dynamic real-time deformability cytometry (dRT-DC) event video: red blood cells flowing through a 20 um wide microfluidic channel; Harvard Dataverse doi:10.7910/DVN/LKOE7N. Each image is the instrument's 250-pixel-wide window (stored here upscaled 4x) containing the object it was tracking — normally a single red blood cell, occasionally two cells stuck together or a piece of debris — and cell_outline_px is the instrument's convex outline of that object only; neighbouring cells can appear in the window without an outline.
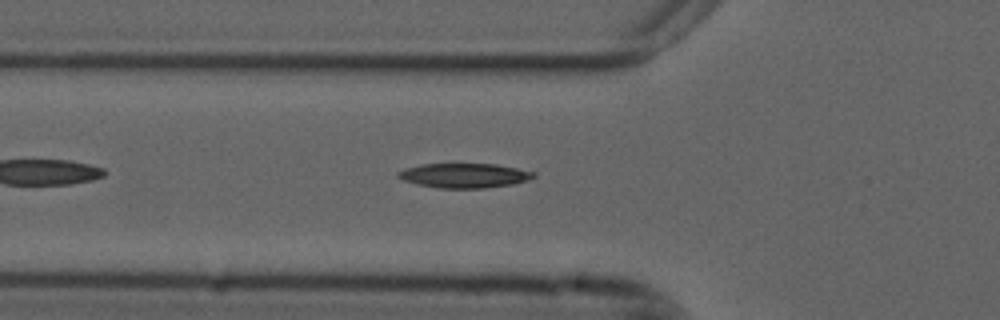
{"species": "common noctule bat (a hibernating species)", "species_latin": "Nyctalus noctula", "temperature_condition": "cold", "stored_images_in_passage": 34, "camera_frame_rate_fps": 3000, "um_per_image_px": 0.085, "animal": {"sex": "male", "forearm_length_mm": 52.5}, "frame": {"image": 1, "passage_image": 5, "time_ms": 1.333, "image_size_px": [1000, 320], "cell_outline_px": [[536, 176], [528, 180], [512, 184], [484, 188], [440, 188], [416, 184], [404, 180], [396, 176], [396, 172], [420, 164], [452, 160], [496, 164], [536, 172]], "centroid_in_image_um": [39.43, 14.86], "position_along_channel_um": 86.4, "area_um2": 20.4}}
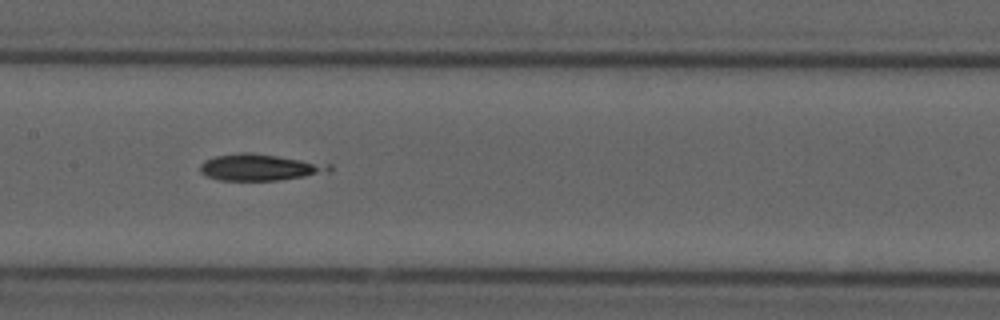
{"frame": {"image": 2, "passage_image": 13, "time_ms": 4.0, "image_size_px": [1000, 320], "cell_outline_px": [[332, 168], [328, 172], [280, 180], [220, 180], [208, 176], [200, 172], [200, 164], [204, 160], [216, 156], [236, 152], [252, 152], [332, 164]], "centroid_in_image_um": [22.07, 14.21], "position_along_channel_um": 185.3, "area_um2": 19.94}}
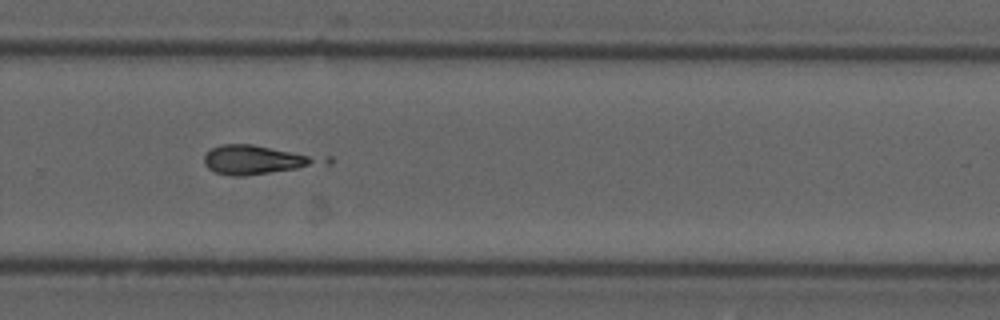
{"frame": {"image": 3, "passage_image": 23, "time_ms": 7.333, "image_size_px": [1000, 320], "cell_outline_px": [[332, 164], [240, 176], [232, 176], [216, 172], [208, 168], [204, 164], [204, 156], [212, 148], [220, 144], [252, 144], [332, 156]], "centroid_in_image_um": [22.04, 13.56], "position_along_channel_um": 307.8, "area_um2": 20.69}}